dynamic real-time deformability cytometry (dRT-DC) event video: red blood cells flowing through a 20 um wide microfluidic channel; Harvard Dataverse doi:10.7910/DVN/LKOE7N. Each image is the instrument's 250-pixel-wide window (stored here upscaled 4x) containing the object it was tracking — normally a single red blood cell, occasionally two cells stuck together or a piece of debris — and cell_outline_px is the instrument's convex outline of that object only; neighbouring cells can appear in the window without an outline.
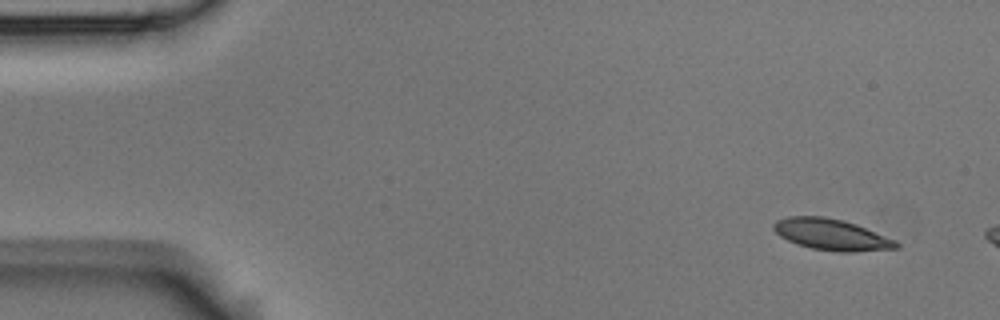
{"species": "Egyptian fruit bat (a non-hibernating species)", "species_latin": "Rousettus aegyptiacus", "temperature_condition": "room temperature", "stored_images_in_passage": 8, "camera_frame_rate_fps": 3000, "um_per_image_px": 0.085, "animal": {"sex": "male"}, "frame": {"image": 1, "passage_image": 1, "time_ms": 0.0, "image_size_px": [1000, 320], "cell_outline_px": [[900, 248], [852, 252], [840, 252], [812, 248], [796, 244], [780, 236], [772, 228], [772, 224], [776, 220], [788, 216], [824, 216], [844, 220], [856, 224], [896, 240], [900, 244]], "centroid_in_image_um": [70.68, 19.93], "position_along_channel_um": 14.3, "area_um2": 22.43}}